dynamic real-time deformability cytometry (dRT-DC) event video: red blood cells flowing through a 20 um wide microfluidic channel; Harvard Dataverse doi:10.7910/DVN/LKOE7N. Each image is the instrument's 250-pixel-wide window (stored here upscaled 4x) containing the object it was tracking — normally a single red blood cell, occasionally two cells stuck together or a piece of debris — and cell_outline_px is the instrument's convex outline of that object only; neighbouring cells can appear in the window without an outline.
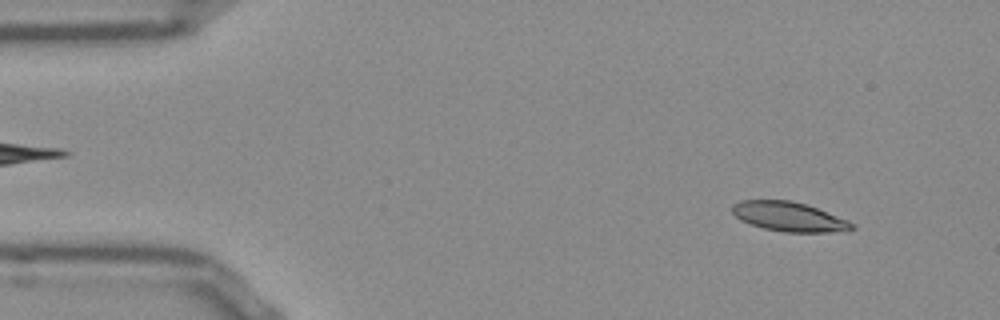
{"species": "Egyptian fruit bat (a non-hibernating species)", "species_latin": "Rousettus aegyptiacus", "temperature_condition": "room temperature", "stored_images_in_passage": 51, "camera_frame_rate_fps": 3000, "um_per_image_px": 0.085, "frame": {"image": 1, "passage_image": 4, "time_ms": 1.0, "image_size_px": [1000, 320], "cell_outline_px": [[856, 228], [848, 232], [784, 232], [764, 228], [740, 220], [732, 212], [732, 204], [740, 200], [788, 200], [804, 204], [816, 208], [848, 220], [856, 224]], "centroid_in_image_um": [67.11, 18.43], "position_along_channel_um": 17.9, "area_um2": 20.58}}
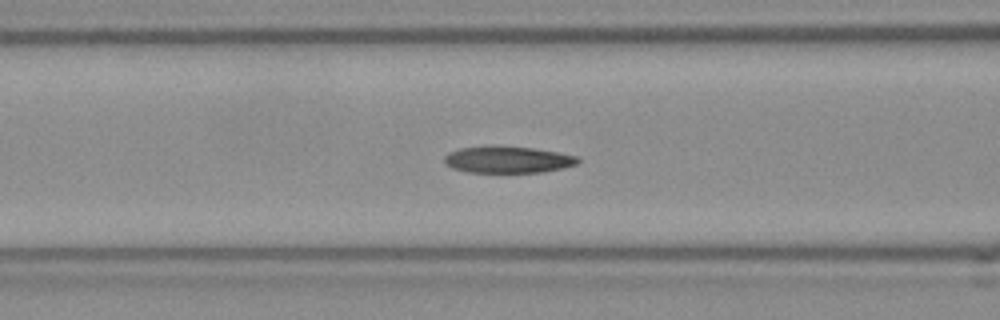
{"frame": {"image": 2, "passage_image": 19, "time_ms": 6.0, "image_size_px": [1000, 320], "cell_outline_px": [[580, 160], [576, 164], [544, 172], [468, 172], [452, 168], [444, 164], [444, 156], [448, 152], [460, 148], [532, 148], [556, 152], [576, 156]], "centroid_in_image_um": [43.13, 13.6], "position_along_channel_um": 123.5, "area_um2": 19.94}}
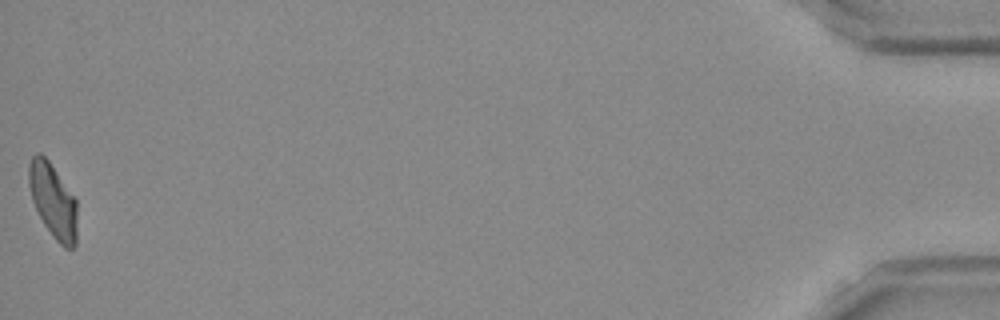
{"frame": {"image": 3, "passage_image": 51, "time_ms": 16.667, "image_size_px": [1000, 320], "cell_outline_px": [[76, 244], [72, 248], [64, 248], [56, 240], [44, 224], [32, 200], [28, 184], [28, 164], [32, 156], [36, 152], [40, 152], [48, 160], [76, 200]], "centroid_in_image_um": [4.48, 17.05], "position_along_channel_um": 430.7, "area_um2": 20.69}, "authors_computed_cell_mechanics": {"area_um2": 20.9814, "velocity_mm_per_s": 3.8465, "shape_relaxation_time_tau1_ms": null, "shape_relaxation_time_tau2_ms": 4.1374, "deformation_change_tau1": null, "deformation_change_tau2": 0.1157}}